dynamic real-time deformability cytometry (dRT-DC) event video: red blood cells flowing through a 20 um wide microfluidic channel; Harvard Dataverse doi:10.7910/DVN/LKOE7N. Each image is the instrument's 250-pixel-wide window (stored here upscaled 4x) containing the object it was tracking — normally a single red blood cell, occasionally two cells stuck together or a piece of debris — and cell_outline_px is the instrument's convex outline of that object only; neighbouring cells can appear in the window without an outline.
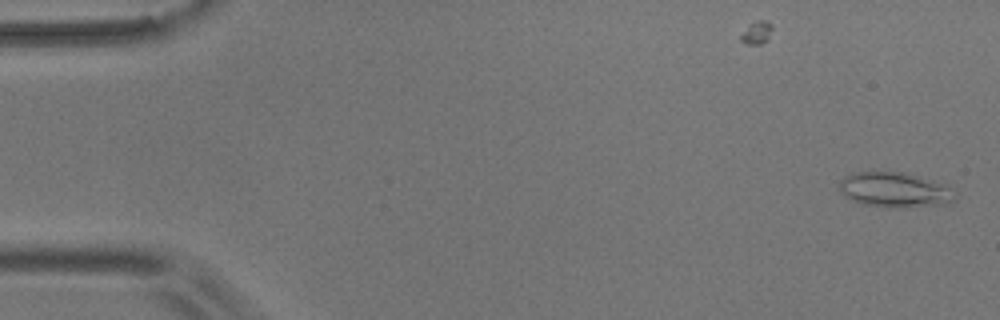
{"species": "common noctule bat (a hibernating species)", "species_latin": "Nyctalus noctula", "temperature_condition": "room temperature", "stored_images_in_passage": 54, "camera_frame_rate_fps": 3000, "um_per_image_px": 0.085, "animal": {"sex": "male", "body_mass_g": 17.9}, "frame": {"image": 1, "passage_image": 1, "time_ms": 0.0, "image_size_px": [1000, 320], "cell_outline_px": [[956, 200], [948, 204], [904, 208], [884, 208], [864, 204], [852, 200], [844, 196], [840, 192], [840, 180], [844, 176], [852, 172], [904, 172], [948, 184], [956, 192]], "centroid_in_image_um": [76.11, 16.15], "position_along_channel_um": 8.9, "area_um2": 24.28}}
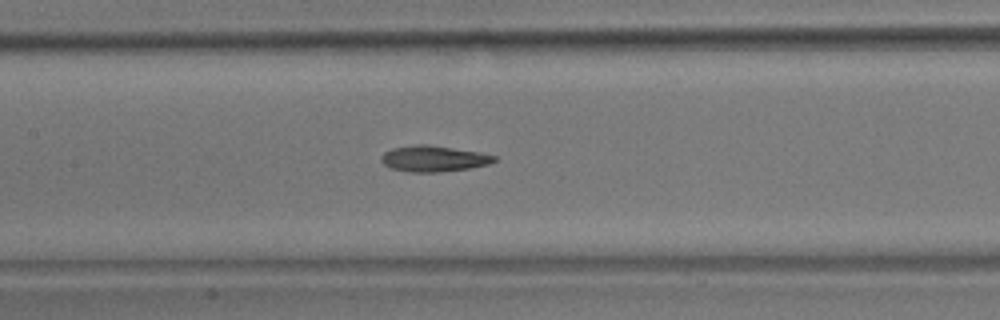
{"frame": {"image": 2, "passage_image": 25, "time_ms": 8.0, "image_size_px": [1000, 320], "cell_outline_px": [[496, 160], [488, 164], [472, 168], [440, 172], [408, 172], [392, 168], [384, 164], [380, 160], [380, 156], [384, 152], [392, 148], [416, 144], [428, 144], [480, 152], [496, 156]], "centroid_in_image_um": [36.85, 13.48], "position_along_channel_um": 170.6, "area_um2": 17.22}}
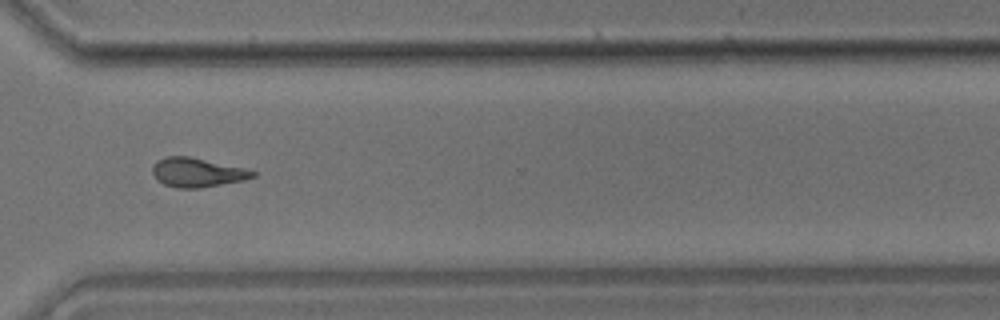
{"frame": {"image": 3, "passage_image": 40, "time_ms": 13.0, "image_size_px": [1000, 320], "cell_outline_px": [[256, 176], [244, 180], [200, 188], [176, 188], [164, 184], [156, 180], [152, 172], [152, 164], [156, 160], [164, 156], [188, 156], [244, 168], [256, 172]], "centroid_in_image_um": [16.71, 14.66], "position_along_channel_um": 353.9, "area_um2": 17.11}, "authors_computed_cell_mechanics": {"area_um2": 17.0221, "velocity_mm_per_s": 3.673, "shape_relaxation_time_tau1_ms": 10.435, "shape_relaxation_time_tau2_ms": 7.6215, "deformation_change_tau1": 0.2081, "deformation_change_tau2": 0.1562}}